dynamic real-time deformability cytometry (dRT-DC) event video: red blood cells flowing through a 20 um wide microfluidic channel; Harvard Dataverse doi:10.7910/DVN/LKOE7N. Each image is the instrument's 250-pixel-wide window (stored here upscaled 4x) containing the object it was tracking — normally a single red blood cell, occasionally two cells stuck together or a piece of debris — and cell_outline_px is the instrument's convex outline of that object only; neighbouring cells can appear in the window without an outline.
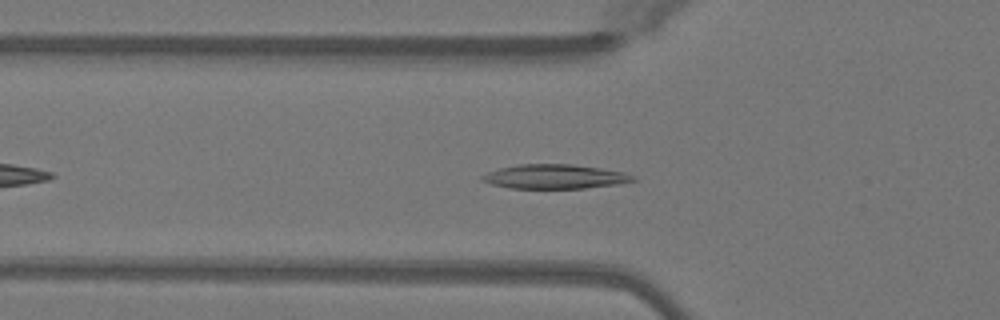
{"species": "Egyptian fruit bat (a non-hibernating species)", "species_latin": "Rousettus aegyptiacus", "temperature_condition": "warm", "stored_images_in_passage": 34, "camera_frame_rate_fps": 3000, "um_per_image_px": 0.085, "animal": {"sex": "female"}, "frame": {"image": 1, "passage_image": 7, "time_ms": 2.0, "image_size_px": [1000, 320], "cell_outline_px": [[636, 180], [616, 184], [584, 188], [508, 188], [492, 184], [480, 180], [480, 176], [488, 172], [500, 168], [520, 164], [572, 164], [600, 168], [624, 172], [636, 176]], "centroid_in_image_um": [47.14, 15.01], "position_along_channel_um": 78.7, "area_um2": 21.27}}
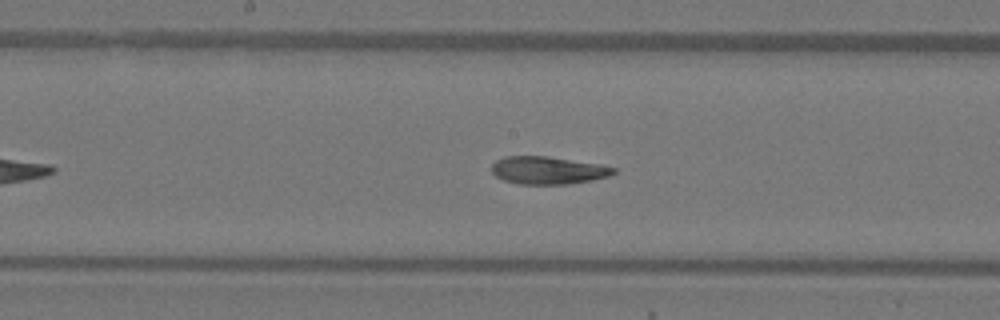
{"frame": {"image": 2, "passage_image": 16, "time_ms": 5.0, "image_size_px": [1000, 320], "cell_outline_px": [[616, 172], [608, 176], [592, 180], [568, 184], [520, 184], [504, 180], [496, 176], [492, 172], [492, 164], [496, 160], [504, 156], [548, 156], [600, 164], [616, 168]], "centroid_in_image_um": [46.57, 14.47], "position_along_channel_um": 201.6, "area_um2": 19.65}}
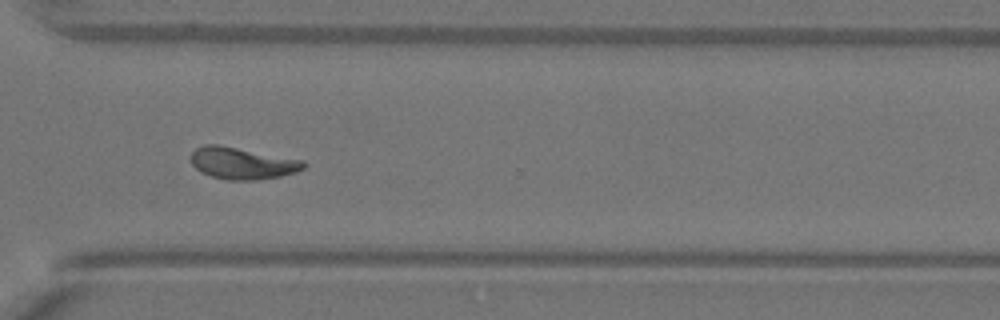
{"frame": {"image": 3, "passage_image": 27, "time_ms": 8.667, "image_size_px": [1000, 320], "cell_outline_px": [[308, 164], [304, 168], [296, 172], [280, 176], [256, 180], [228, 180], [212, 176], [200, 172], [192, 164], [188, 156], [196, 148], [204, 144], [220, 144], [304, 160]], "centroid_in_image_um": [20.58, 13.86], "position_along_channel_um": 350.0, "area_um2": 21.21}, "authors_computed_cell_mechanics": {"area_um2": 20.4034, "velocity_mm_per_s": 4.0616, "shape_relaxation_time_tau1_ms": 4.8486, "shape_relaxation_time_tau2_ms": 3.4528, "deformation_change_tau1": 0.1821, "deformation_change_tau2": 0.0808}}